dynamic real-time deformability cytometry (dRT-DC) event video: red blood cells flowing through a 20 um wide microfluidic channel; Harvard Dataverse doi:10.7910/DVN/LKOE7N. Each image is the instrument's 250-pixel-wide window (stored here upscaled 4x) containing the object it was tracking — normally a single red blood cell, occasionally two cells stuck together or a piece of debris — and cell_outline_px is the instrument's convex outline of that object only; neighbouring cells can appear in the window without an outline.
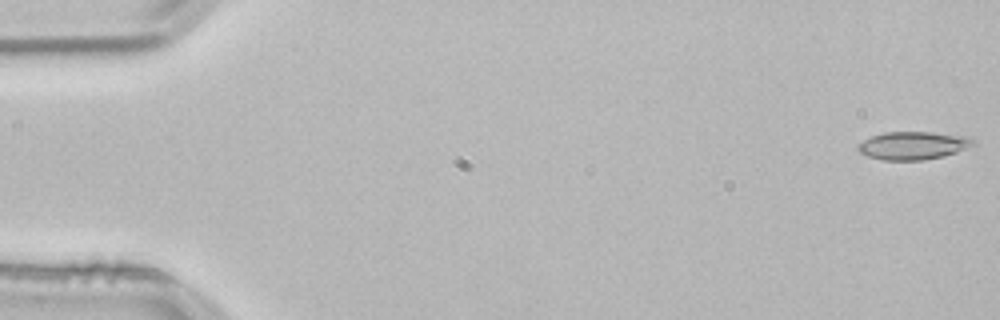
{"species": "common noctule bat (a hibernating species)", "species_latin": "Nyctalus noctula", "temperature_condition": "room temperature", "stored_images_in_passage": 53, "camera_frame_rate_fps": 3000, "um_per_image_px": 0.085, "animal": {"sex": "male", "body_mass_g": 21.5, "forearm_length_mm": 52.0}, "frame": {"image": 1, "passage_image": 1, "time_ms": 0.0, "image_size_px": [1000, 320], "cell_outline_px": [[976, 144], [956, 152], [944, 156], [924, 160], [880, 160], [868, 156], [860, 152], [856, 148], [856, 144], [872, 136], [884, 132], [932, 132], [968, 136], [976, 140]], "centroid_in_image_um": [77.62, 12.37], "position_along_channel_um": 7.4, "area_um2": 18.96}}
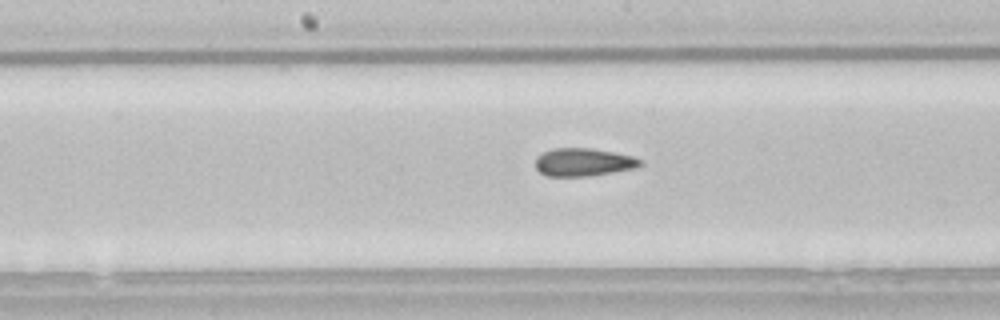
{"frame": {"image": 2, "passage_image": 27, "time_ms": 8.667, "image_size_px": [1000, 320], "cell_outline_px": [[644, 164], [636, 168], [588, 176], [548, 176], [540, 172], [536, 168], [536, 156], [552, 148], [592, 148], [632, 156], [640, 160]], "centroid_in_image_um": [49.58, 13.78], "position_along_channel_um": 198.6, "area_um2": 16.99}}
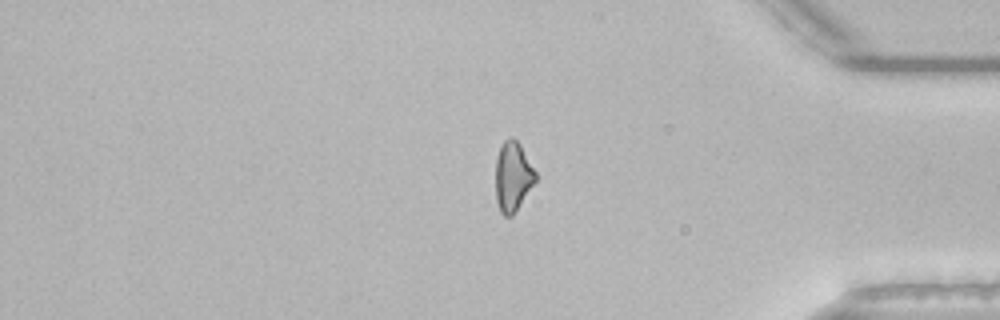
{"frame": {"image": 3, "passage_image": 44, "time_ms": 14.333, "image_size_px": [1000, 320], "cell_outline_px": [[536, 180], [516, 212], [512, 216], [504, 216], [500, 212], [496, 200], [496, 156], [504, 140], [508, 136], [512, 136], [520, 144], [536, 172]], "centroid_in_image_um": [43.58, 15.01], "position_along_channel_um": 391.6, "area_um2": 16.3}, "authors_computed_cell_mechanics": {"area_um2": 17.1088, "velocity_mm_per_s": 3.8505, "shape_relaxation_time_tau1_ms": null, "shape_relaxation_time_tau2_ms": 3.1794, "deformation_change_tau1": null, "deformation_change_tau2": 0.1099}}